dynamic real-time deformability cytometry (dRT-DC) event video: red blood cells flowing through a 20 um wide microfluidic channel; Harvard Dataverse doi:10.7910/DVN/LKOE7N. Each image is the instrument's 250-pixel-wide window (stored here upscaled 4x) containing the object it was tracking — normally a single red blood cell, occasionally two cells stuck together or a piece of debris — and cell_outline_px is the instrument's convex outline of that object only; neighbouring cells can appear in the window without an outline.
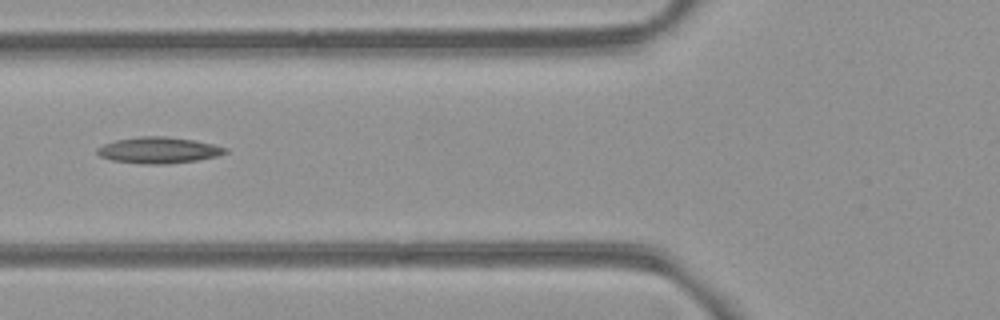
{"species": "common noctule bat (a hibernating species)", "species_latin": "Nyctalus noctula", "temperature_condition": "room temperature", "stored_images_in_passage": 3, "camera_frame_rate_fps": 3000, "um_per_image_px": 0.085, "animal": {"sex": "female", "body_mass_g": 21.9}, "frame": {"image": 1, "passage_image": 3, "time_ms": 2.0, "image_size_px": [1000, 320], "cell_outline_px": [[228, 152], [216, 156], [196, 160], [164, 164], [148, 164], [112, 160], [100, 156], [96, 152], [96, 148], [104, 144], [116, 140], [140, 136], [164, 136], [192, 140], [212, 144], [228, 148]], "centroid_in_image_um": [13.46, 12.76], "position_along_channel_um": 112.3, "area_um2": 19.31}}